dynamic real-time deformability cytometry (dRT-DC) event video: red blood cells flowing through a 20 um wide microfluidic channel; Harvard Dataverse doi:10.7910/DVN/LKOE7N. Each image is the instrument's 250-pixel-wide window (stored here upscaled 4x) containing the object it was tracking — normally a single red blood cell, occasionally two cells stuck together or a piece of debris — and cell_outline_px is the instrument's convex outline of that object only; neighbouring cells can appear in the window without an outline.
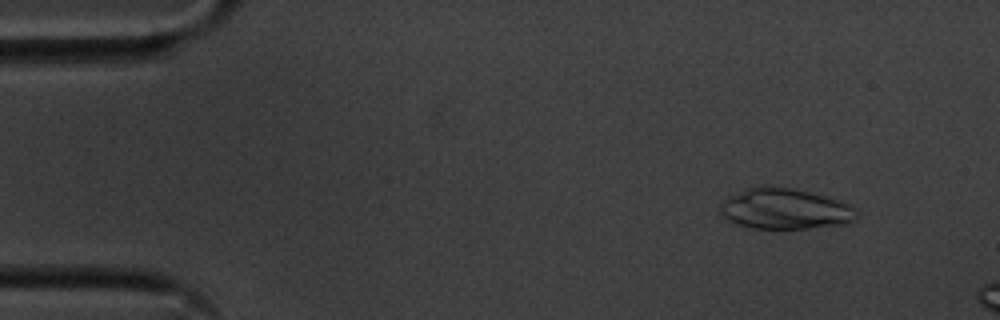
{"species": "common noctule bat (a hibernating species)", "species_latin": "Nyctalus noctula", "temperature_condition": "cold", "stored_images_in_passage": 11, "camera_frame_rate_fps": 3000, "um_per_image_px": 0.085, "animal": {"sex": "male", "body_mass_g": 20.1, "forearm_length_mm": 53.5}, "frame": {"image": 1, "passage_image": 5, "time_ms": 1.333, "image_size_px": [1000, 320], "cell_outline_px": [[860, 216], [856, 220], [844, 224], [808, 228], [752, 228], [740, 224], [720, 216], [720, 204], [724, 200], [748, 188], [760, 184], [764, 184], [792, 188], [840, 200], [852, 204], [860, 212]], "centroid_in_image_um": [66.79, 17.74], "position_along_channel_um": 18.2, "area_um2": 32.6}}